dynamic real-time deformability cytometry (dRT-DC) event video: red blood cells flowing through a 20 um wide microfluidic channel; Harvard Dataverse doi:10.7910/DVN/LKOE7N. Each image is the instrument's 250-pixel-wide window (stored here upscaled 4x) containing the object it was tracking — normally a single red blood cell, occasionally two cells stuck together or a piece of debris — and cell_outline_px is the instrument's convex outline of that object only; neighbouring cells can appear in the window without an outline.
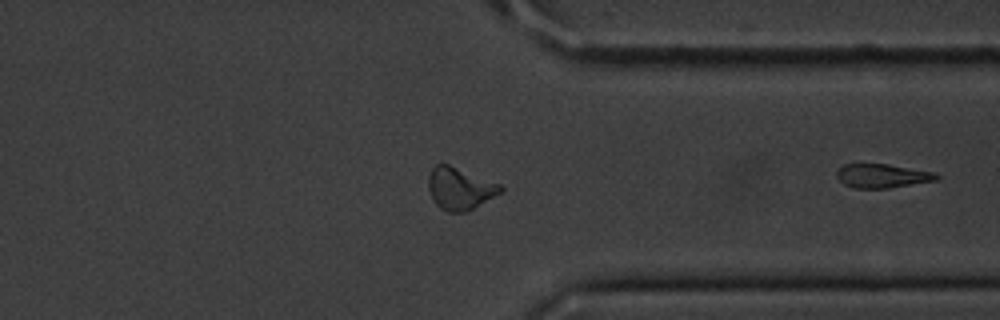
{"species": "common noctule bat (a hibernating species)", "species_latin": "Nyctalus noctula", "temperature_condition": "cold", "stored_images_in_passage": 28, "segment_of_instrument_passage": [2, 2], "camera_frame_rate_fps": 3000, "um_per_image_px": 0.085, "animal": {"sex": "male", "body_mass_g": 20.1, "forearm_length_mm": 53.5}, "frame": {"image": 1, "passage_image": 28, "time_ms": 9.0, "image_size_px": [1000, 320], "cell_outline_px": [[940, 176], [936, 180], [888, 188], [852, 188], [844, 184], [836, 176], [836, 172], [844, 164], [888, 164], [936, 172]], "centroid_in_image_um": [75.0, 14.94], "position_along_channel_um": 336.4, "area_um2": 13.87}}